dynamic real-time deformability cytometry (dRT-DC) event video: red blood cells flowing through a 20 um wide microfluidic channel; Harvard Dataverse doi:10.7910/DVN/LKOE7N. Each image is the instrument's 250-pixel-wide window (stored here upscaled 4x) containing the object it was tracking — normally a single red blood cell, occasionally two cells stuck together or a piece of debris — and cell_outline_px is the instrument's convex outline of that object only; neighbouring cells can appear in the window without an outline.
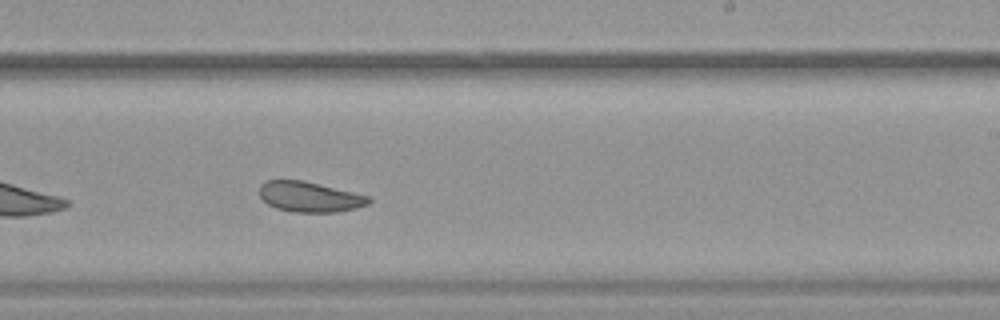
{"species": "common noctule bat (a hibernating species)", "species_latin": "Nyctalus noctula", "temperature_condition": "warm", "stored_images_in_passage": 29, "camera_frame_rate_fps": 3000, "um_per_image_px": 0.085, "animal": {"sex": "female", "body_mass_g": 19.9}, "frame": {"image": 1, "passage_image": 17, "time_ms": 5.333, "image_size_px": [1000, 320], "cell_outline_px": [[372, 200], [368, 204], [356, 208], [336, 212], [292, 212], [276, 208], [268, 204], [260, 196], [260, 184], [264, 180], [304, 180], [372, 196]], "centroid_in_image_um": [26.35, 16.72], "position_along_channel_um": 262.7, "area_um2": 19.54}}
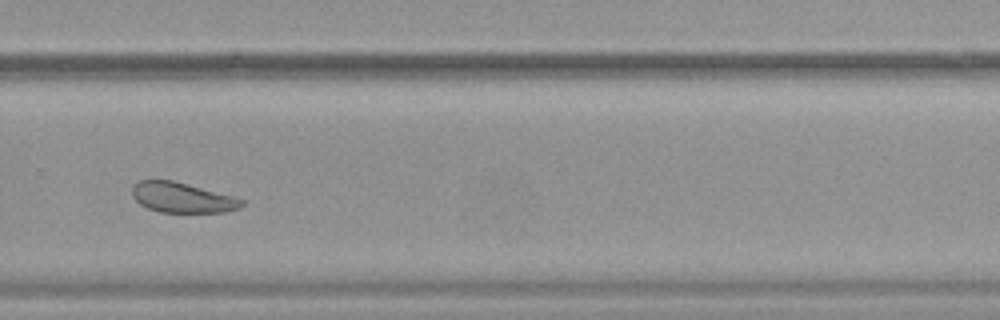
{"frame": {"image": 2, "passage_image": 21, "time_ms": 6.667, "image_size_px": [1000, 320], "cell_outline_px": [[244, 204], [240, 208], [224, 212], [160, 212], [148, 208], [140, 204], [132, 196], [132, 188], [140, 180], [172, 180], [236, 196], [244, 200]], "centroid_in_image_um": [15.53, 16.79], "position_along_channel_um": 314.3, "area_um2": 19.31}, "authors_computed_cell_mechanics": {"area_um2": 19.9988, "velocity_mm_per_s": 3.8593, "shape_relaxation_time_tau1_ms": null, "shape_relaxation_time_tau2_ms": 2.8881, "deformation_change_tau1": null, "deformation_change_tau2": 0.0846}}